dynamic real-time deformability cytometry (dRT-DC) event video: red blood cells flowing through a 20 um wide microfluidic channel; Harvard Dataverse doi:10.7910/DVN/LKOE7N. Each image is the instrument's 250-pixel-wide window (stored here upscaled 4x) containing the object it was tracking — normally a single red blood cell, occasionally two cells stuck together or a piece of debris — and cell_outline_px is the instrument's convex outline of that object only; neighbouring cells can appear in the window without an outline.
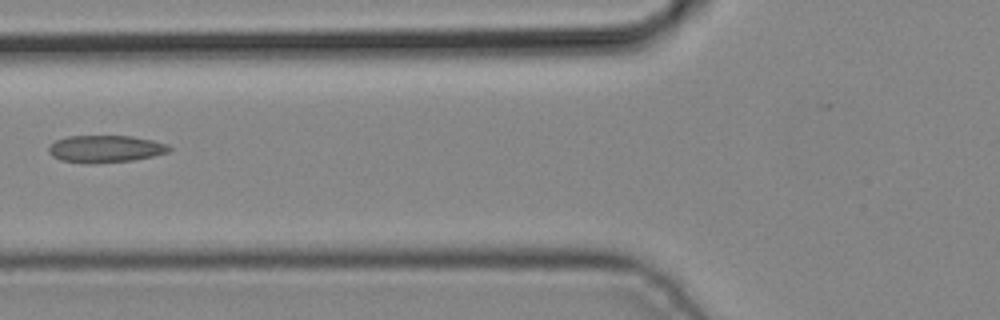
{"species": "common noctule bat (a hibernating species)", "species_latin": "Nyctalus noctula", "temperature_condition": "cold", "stored_images_in_passage": 3, "camera_frame_rate_fps": 3000, "um_per_image_px": 0.085, "animal": {"sex": "male", "body_mass_g": 19.2, "forearm_length_mm": 51.8}, "frame": {"image": 1, "passage_image": 3, "time_ms": 0.667, "image_size_px": [1000, 320], "cell_outline_px": [[172, 148], [168, 152], [152, 156], [132, 160], [92, 164], [88, 164], [60, 160], [52, 156], [48, 152], [48, 148], [56, 140], [68, 136], [132, 136], [152, 140], [168, 144]], "centroid_in_image_um": [8.95, 12.66], "position_along_channel_um": 116.9, "area_um2": 19.13}}